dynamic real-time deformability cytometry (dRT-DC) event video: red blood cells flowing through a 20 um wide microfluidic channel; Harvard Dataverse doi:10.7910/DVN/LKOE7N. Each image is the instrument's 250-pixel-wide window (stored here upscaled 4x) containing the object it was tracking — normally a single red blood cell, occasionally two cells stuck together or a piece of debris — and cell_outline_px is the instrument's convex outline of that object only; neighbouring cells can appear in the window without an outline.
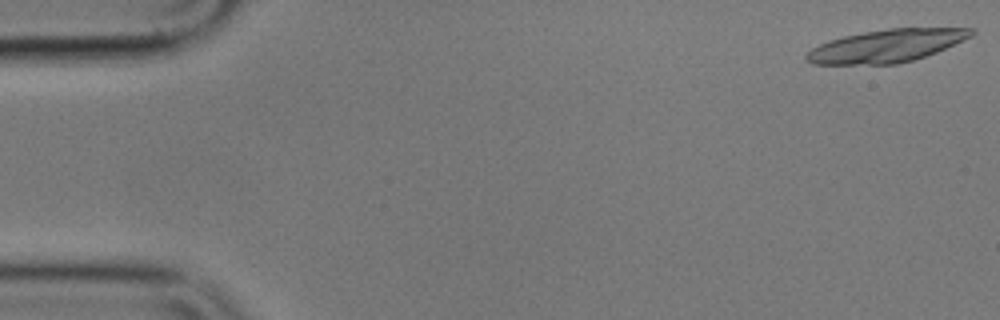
{"species": "common noctule bat (a hibernating species)", "species_latin": "Nyctalus noctula", "temperature_condition": "cold", "stored_images_in_passage": 18, "camera_frame_rate_fps": 3000, "um_per_image_px": 0.085, "animal": {"sex": "male", "body_mass_g": 17.9}, "frame": {"image": 1, "passage_image": 1, "time_ms": 0.0, "image_size_px": [1000, 320], "cell_outline_px": [[976, 32], [972, 36], [936, 52], [912, 60], [896, 64], [812, 64], [804, 56], [812, 48], [820, 44], [844, 36], [864, 32], [888, 28], [972, 28]], "centroid_in_image_um": [75.36, 3.89], "position_along_channel_um": 9.6, "area_um2": 31.04}}